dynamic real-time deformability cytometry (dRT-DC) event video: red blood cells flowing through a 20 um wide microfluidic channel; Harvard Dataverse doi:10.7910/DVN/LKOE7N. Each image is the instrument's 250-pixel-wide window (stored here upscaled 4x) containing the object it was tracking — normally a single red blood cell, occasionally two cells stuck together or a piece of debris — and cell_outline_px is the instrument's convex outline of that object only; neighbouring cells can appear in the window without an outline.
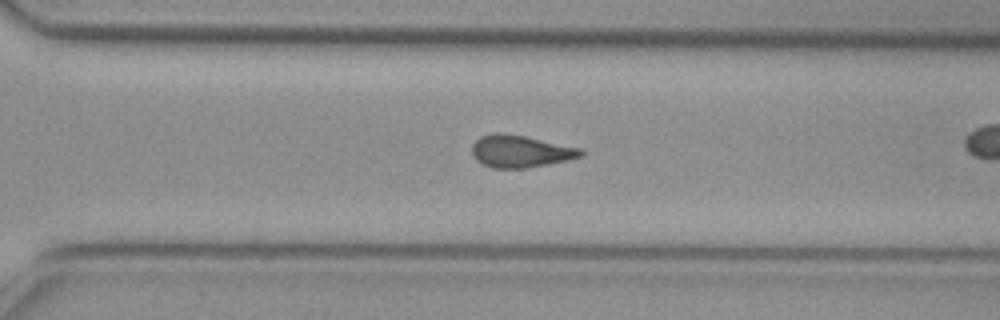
{"species": "common noctule bat (a hibernating species)", "species_latin": "Nyctalus noctula", "temperature_condition": "cold", "stored_images_in_passage": 44, "camera_frame_rate_fps": 3000, "um_per_image_px": 0.085, "animal": {"sex": "female", "body_mass_g": 29.2, "forearm_length_mm": 56.3}, "frame": {"image": 1, "passage_image": 38, "time_ms": 12.333, "image_size_px": [1000, 320], "cell_outline_px": [[584, 156], [568, 160], [548, 164], [524, 168], [492, 168], [476, 160], [472, 156], [472, 144], [480, 136], [492, 132], [500, 132], [524, 136], [580, 148], [584, 152]], "centroid_in_image_um": [44.21, 12.86], "position_along_channel_um": 326.4, "area_um2": 20.46}}